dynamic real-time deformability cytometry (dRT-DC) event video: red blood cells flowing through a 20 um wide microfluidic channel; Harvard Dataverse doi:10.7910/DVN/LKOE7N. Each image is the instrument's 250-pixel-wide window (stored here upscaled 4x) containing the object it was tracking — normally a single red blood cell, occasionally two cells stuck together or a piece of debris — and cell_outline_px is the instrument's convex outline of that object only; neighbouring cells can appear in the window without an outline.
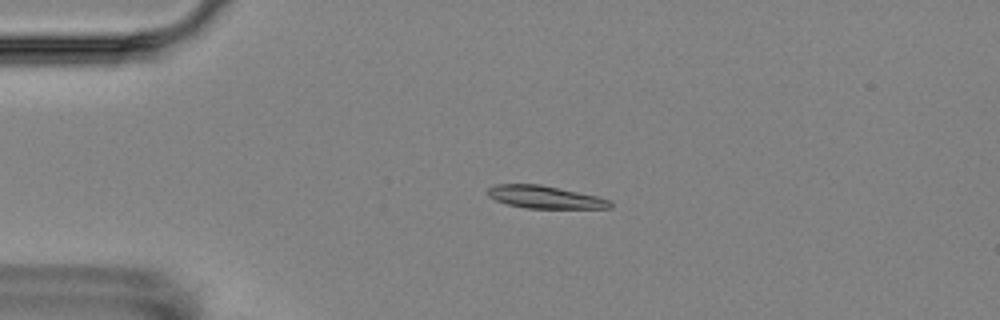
{"species": "Egyptian fruit bat (a non-hibernating species)", "species_latin": "Rousettus aegyptiacus", "temperature_condition": "room temperature", "stored_images_in_passage": 5, "camera_frame_rate_fps": 3000, "um_per_image_px": 0.085, "animal": {"sex": "female"}, "frame": {"image": 1, "passage_image": 4, "time_ms": 4.0, "image_size_px": [1000, 320], "cell_outline_px": [[612, 208], [524, 208], [508, 204], [496, 200], [488, 196], [488, 188], [496, 184], [540, 184], [596, 196], [608, 200], [612, 204]], "centroid_in_image_um": [46.29, 16.75], "position_along_channel_um": 38.7, "area_um2": 15.9}}